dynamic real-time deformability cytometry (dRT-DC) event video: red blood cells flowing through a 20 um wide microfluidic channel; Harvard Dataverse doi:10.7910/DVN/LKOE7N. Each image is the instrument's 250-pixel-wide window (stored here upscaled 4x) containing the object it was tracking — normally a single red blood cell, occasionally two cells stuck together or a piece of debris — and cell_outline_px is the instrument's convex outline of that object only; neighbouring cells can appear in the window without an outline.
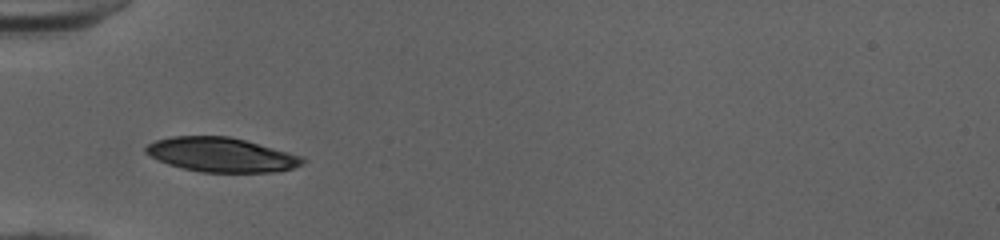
{"species": "human", "species_latin": "Homo sapiens", "temperature_condition": "cold", "stored_images_in_passage": 28, "camera_frame_rate_fps": 3000, "um_per_image_px": 0.085, "donor": {"sex": "female"}, "frame": {"image": 1, "passage_image": 1, "time_ms": 0.0, "image_size_px": [1000, 240], "cell_outline_px": [[304, 164], [292, 168], [276, 172], [200, 172], [168, 164], [144, 152], [144, 148], [148, 144], [156, 140], [172, 136], [228, 136], [244, 140], [304, 156]], "centroid_in_image_um": [18.83, 13.15], "position_along_channel_um": 66.2, "area_um2": 31.21}}
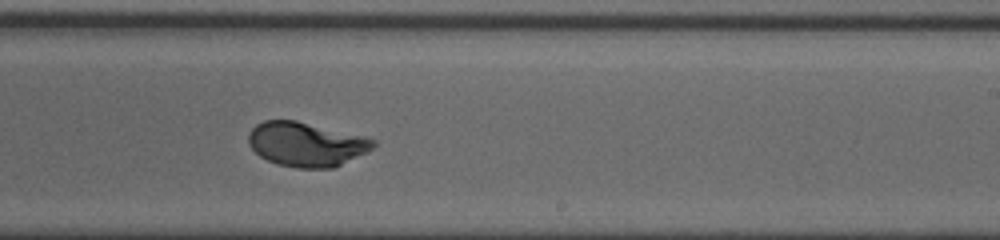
{"frame": {"image": 2, "passage_image": 16, "time_ms": 5.0, "image_size_px": [1000, 240], "cell_outline_px": [[376, 144], [368, 152], [332, 168], [296, 168], [276, 164], [260, 156], [248, 144], [248, 132], [256, 124], [264, 120], [296, 120], [364, 136], [376, 140]], "centroid_in_image_um": [26.02, 12.26], "position_along_channel_um": 263.0, "area_um2": 32.31}}
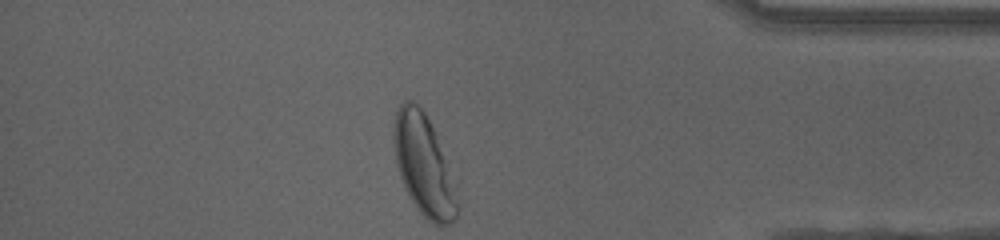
{"frame": {"image": 3, "passage_image": 28, "time_ms": 9.0, "image_size_px": [1000, 240], "cell_outline_px": [[456, 220], [452, 224], [432, 224], [420, 212], [412, 200], [400, 176], [396, 164], [392, 140], [392, 132], [396, 112], [400, 104], [404, 100], [412, 100], [424, 112], [432, 128], [444, 160], [456, 196]], "centroid_in_image_um": [35.94, 14.02], "position_along_channel_um": 399.3, "area_um2": 35.78}, "authors_computed_cell_mechanics": {"area_um2": 32.5992, "velocity_mm_per_s": 3.9924, "shape_relaxation_time_tau1_ms": 2.6877, "shape_relaxation_time_tau2_ms": null, "deformation_change_tau1": 0.1535, "deformation_change_tau2": null}}